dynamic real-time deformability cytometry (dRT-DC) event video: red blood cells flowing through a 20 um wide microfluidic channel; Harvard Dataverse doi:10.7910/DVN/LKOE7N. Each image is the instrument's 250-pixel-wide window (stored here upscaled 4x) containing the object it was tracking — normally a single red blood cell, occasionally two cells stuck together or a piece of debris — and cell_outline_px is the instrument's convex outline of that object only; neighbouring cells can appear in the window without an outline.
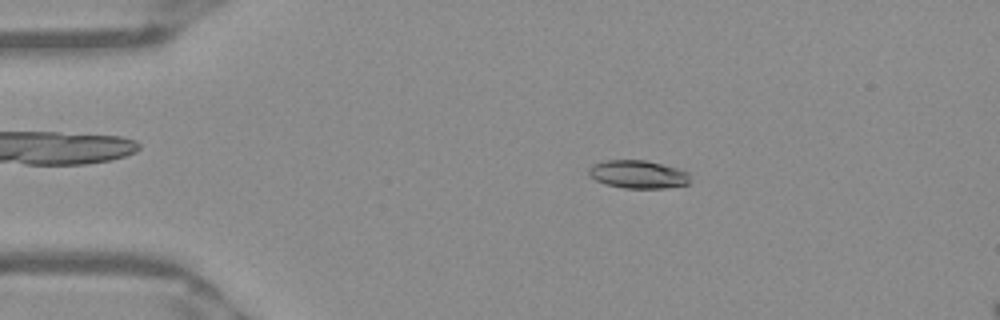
{"species": "Egyptian fruit bat (a non-hibernating species)", "species_latin": "Rousettus aegyptiacus", "temperature_condition": "warm", "stored_images_in_passage": 51, "camera_frame_rate_fps": 3000, "um_per_image_px": 0.085, "frame": {"image": 1, "passage_image": 9, "time_ms": 2.667, "image_size_px": [1000, 320], "cell_outline_px": [[688, 184], [664, 188], [624, 188], [604, 184], [588, 176], [588, 168], [592, 164], [604, 160], [644, 160], [676, 168], [688, 172]], "centroid_in_image_um": [54.15, 14.82], "position_along_channel_um": 30.8, "area_um2": 16.53}}
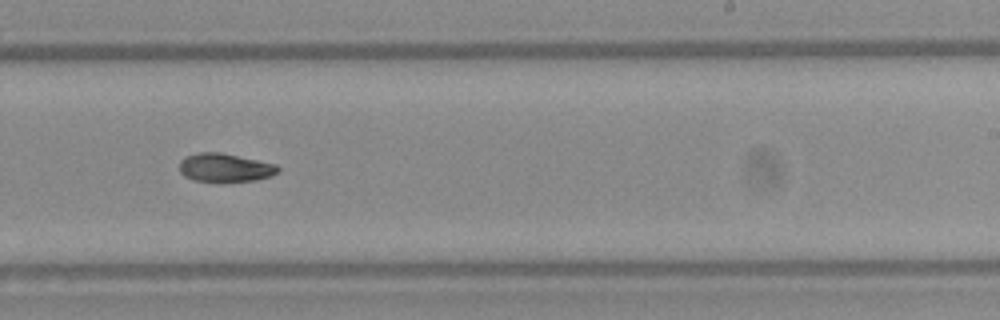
{"frame": {"image": 2, "passage_image": 31, "time_ms": 10.0, "image_size_px": [1000, 320], "cell_outline_px": [[280, 172], [272, 176], [256, 180], [220, 184], [192, 180], [184, 176], [180, 172], [180, 160], [184, 156], [200, 152], [220, 152], [276, 164], [280, 168]], "centroid_in_image_um": [19.12, 14.29], "position_along_channel_um": 269.9, "area_um2": 17.05}}
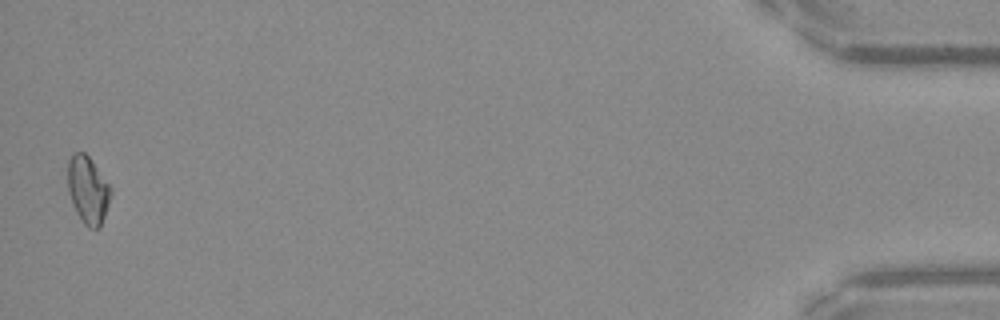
{"frame": {"image": 3, "passage_image": 50, "time_ms": 16.333, "image_size_px": [1000, 320], "cell_outline_px": [[112, 192], [100, 228], [88, 228], [84, 224], [76, 212], [72, 204], [68, 192], [68, 160], [72, 152], [84, 152], [92, 160], [112, 188]], "centroid_in_image_um": [7.46, 16.13], "position_along_channel_um": 427.7, "area_um2": 16.99}, "authors_computed_cell_mechanics": {"area_um2": 16.6464, "velocity_mm_per_s": 3.9501, "shape_relaxation_time_tau1_ms": 8.231, "shape_relaxation_time_tau2_ms": null, "deformation_change_tau1": 0.1983, "deformation_change_tau2": null}}